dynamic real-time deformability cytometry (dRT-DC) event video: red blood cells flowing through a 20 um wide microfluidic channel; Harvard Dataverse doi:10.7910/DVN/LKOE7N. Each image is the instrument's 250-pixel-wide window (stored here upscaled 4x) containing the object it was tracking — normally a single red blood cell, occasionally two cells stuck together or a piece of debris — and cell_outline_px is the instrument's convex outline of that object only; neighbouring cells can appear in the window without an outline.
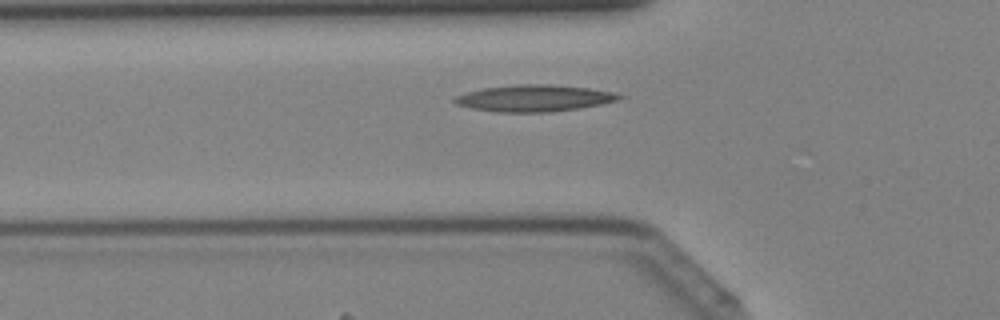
{"species": "Egyptian fruit bat (a non-hibernating species)", "species_latin": "Rousettus aegyptiacus", "temperature_condition": "cold", "stored_images_in_passage": 35, "camera_frame_rate_fps": 3000, "um_per_image_px": 0.085, "animal": {"sex": "female"}, "frame": {"image": 1, "passage_image": 9, "time_ms": 2.667, "image_size_px": [1000, 320], "cell_outline_px": [[624, 96], [620, 100], [580, 108], [548, 112], [500, 112], [472, 108], [456, 104], [452, 100], [456, 96], [468, 92], [484, 88], [516, 84], [552, 84], [588, 88], [616, 92]], "centroid_in_image_um": [45.45, 8.34], "position_along_channel_um": 80.3, "area_um2": 25.49}}
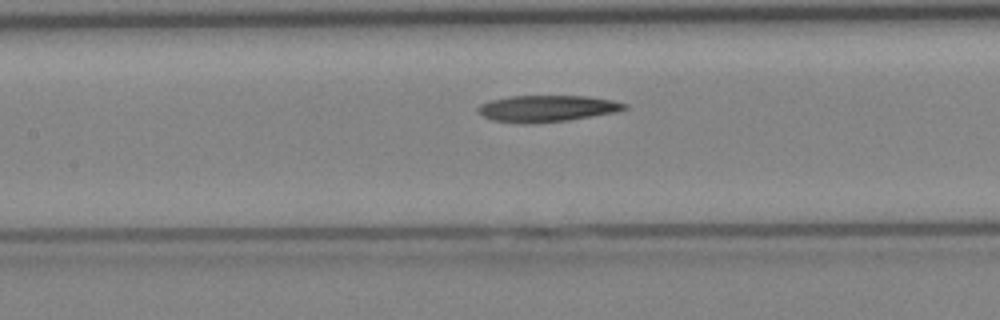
{"frame": {"image": 2, "passage_image": 14, "time_ms": 4.333, "image_size_px": [1000, 320], "cell_outline_px": [[628, 108], [616, 112], [568, 120], [536, 124], [516, 124], [492, 120], [476, 112], [476, 108], [480, 104], [492, 100], [508, 96], [588, 96], [612, 100], [628, 104]], "centroid_in_image_um": [46.46, 9.23], "position_along_channel_um": 160.9, "area_um2": 22.95}}
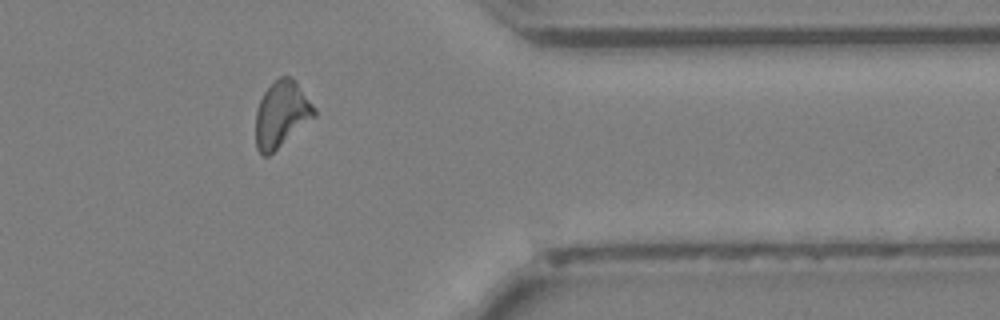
{"frame": {"image": 3, "passage_image": 29, "time_ms": 9.333, "image_size_px": [1000, 320], "cell_outline_px": [[316, 116], [268, 156], [264, 156], [256, 148], [256, 108], [264, 92], [280, 76], [288, 76], [296, 80], [316, 108]], "centroid_in_image_um": [23.94, 9.7], "position_along_channel_um": 387.5, "area_um2": 22.48}}